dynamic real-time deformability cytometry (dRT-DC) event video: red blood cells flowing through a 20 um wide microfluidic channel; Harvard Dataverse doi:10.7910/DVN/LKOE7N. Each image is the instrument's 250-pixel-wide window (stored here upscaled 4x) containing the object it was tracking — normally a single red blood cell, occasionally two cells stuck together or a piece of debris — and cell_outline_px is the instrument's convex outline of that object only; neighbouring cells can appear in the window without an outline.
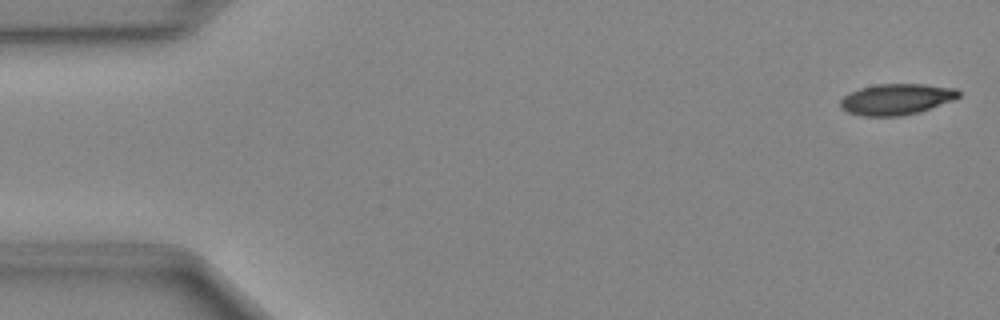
{"species": "Egyptian fruit bat (a non-hibernating species)", "species_latin": "Rousettus aegyptiacus", "temperature_condition": "cold", "stored_images_in_passage": 48, "camera_frame_rate_fps": 3000, "um_per_image_px": 0.085, "animal": {"sex": "female"}, "frame": {"image": 1, "passage_image": 1, "time_ms": 0.0, "image_size_px": [1000, 320], "cell_outline_px": [[960, 96], [952, 100], [920, 112], [900, 116], [860, 116], [848, 112], [840, 108], [840, 100], [844, 96], [860, 88], [876, 84], [924, 84], [956, 88], [960, 92]], "centroid_in_image_um": [76.19, 8.44], "position_along_channel_um": 8.8, "area_um2": 21.39}}
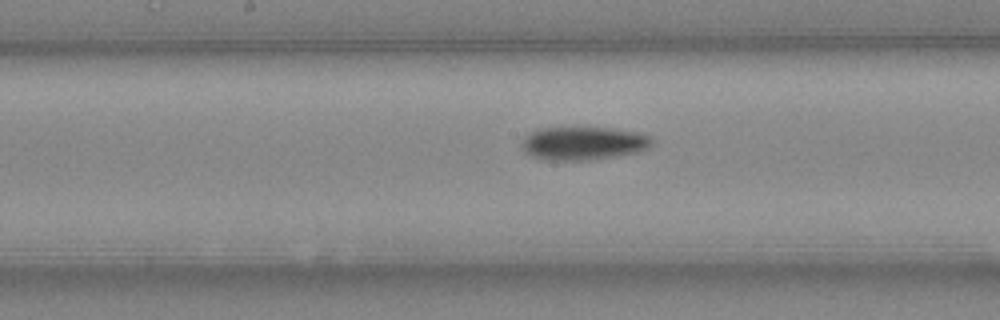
{"frame": {"image": 2, "passage_image": 24, "time_ms": 7.667, "image_size_px": [1000, 320], "cell_outline_px": [[652, 144], [648, 148], [640, 152], [616, 156], [588, 160], [548, 160], [532, 156], [524, 152], [524, 136], [540, 128], [612, 128], [640, 132], [648, 136], [652, 140]], "centroid_in_image_um": [49.63, 12.18], "position_along_channel_um": 198.6, "area_um2": 25.09}}
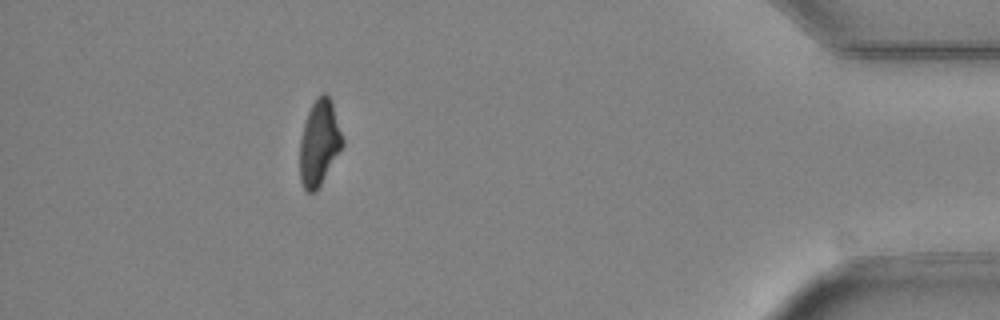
{"frame": {"image": 3, "passage_image": 43, "time_ms": 14.0, "image_size_px": [1000, 320], "cell_outline_px": [[344, 144], [316, 192], [308, 192], [304, 188], [300, 180], [300, 140], [304, 124], [308, 112], [316, 96], [320, 92], [324, 92], [332, 100], [344, 140]], "centroid_in_image_um": [27.14, 12.11], "position_along_channel_um": 408.1, "area_um2": 21.33}}